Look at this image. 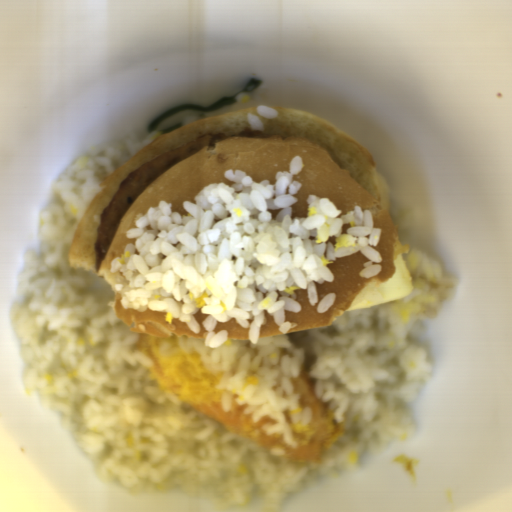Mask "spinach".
<instances>
[{
    "instance_id": "obj_1",
    "label": "spinach",
    "mask_w": 512,
    "mask_h": 512,
    "mask_svg": "<svg viewBox=\"0 0 512 512\" xmlns=\"http://www.w3.org/2000/svg\"><path fill=\"white\" fill-rule=\"evenodd\" d=\"M262 80L261 78H250L248 79L247 85L243 87L240 91H238L235 94L231 95H224L217 101L210 103V104H199V103H181L177 104L171 108H168L161 113L157 114L152 121L147 125V132L150 134L153 129L159 125L161 122L169 118L170 116L174 115L177 112L183 111V110H195L199 112H205L210 113L213 111L220 110L233 102H235V98L239 96L240 94H249L256 90Z\"/></svg>"
}]
</instances>
